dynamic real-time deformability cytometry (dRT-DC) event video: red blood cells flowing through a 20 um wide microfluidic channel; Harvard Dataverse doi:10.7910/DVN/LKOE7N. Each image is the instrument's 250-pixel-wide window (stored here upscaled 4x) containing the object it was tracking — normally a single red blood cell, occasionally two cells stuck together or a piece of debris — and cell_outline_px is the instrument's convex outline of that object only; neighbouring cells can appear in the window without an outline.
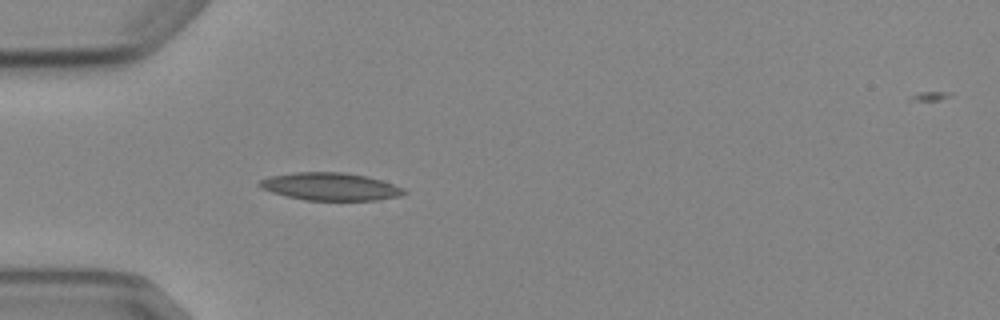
{"species": "Egyptian fruit bat (a non-hibernating species)", "species_latin": "Rousettus aegyptiacus", "temperature_condition": "cold", "stored_images_in_passage": 5, "camera_frame_rate_fps": 3000, "um_per_image_px": 0.085, "animal": {"sex": "female"}, "frame": {"image": 1, "passage_image": 4, "time_ms": 4.333, "image_size_px": [1000, 320], "cell_outline_px": [[408, 192], [400, 196], [376, 200], [304, 200], [272, 192], [260, 188], [256, 184], [260, 180], [268, 176], [296, 172], [344, 172], [368, 176], [404, 188]], "centroid_in_image_um": [28.06, 15.85], "position_along_channel_um": 56.9, "area_um2": 23.35}}